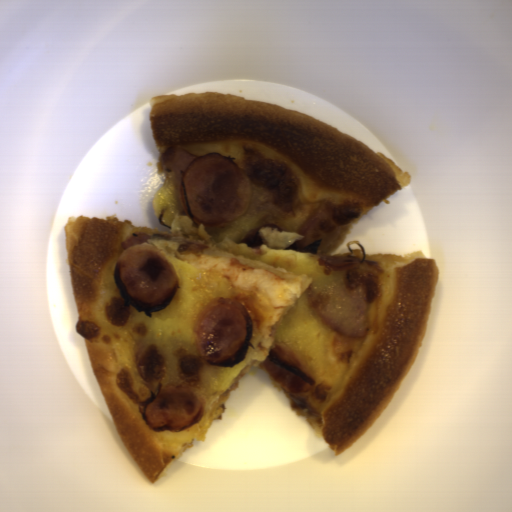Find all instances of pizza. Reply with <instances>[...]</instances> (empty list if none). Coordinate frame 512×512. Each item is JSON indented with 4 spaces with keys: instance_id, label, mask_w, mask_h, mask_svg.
<instances>
[{
    "instance_id": "pizza-1",
    "label": "pizza",
    "mask_w": 512,
    "mask_h": 512,
    "mask_svg": "<svg viewBox=\"0 0 512 512\" xmlns=\"http://www.w3.org/2000/svg\"><path fill=\"white\" fill-rule=\"evenodd\" d=\"M148 109L156 170L167 178L152 207L166 229L137 227L115 214L78 215L64 224L74 328L119 440L153 486L194 439L204 443L241 375L264 368L280 342L307 361L316 386L289 393L271 376L274 388L332 453L351 449L418 357L440 270L423 249L404 256L365 252L364 262L361 248L330 254L369 211L411 185L413 175L389 155L271 101L206 90L152 95ZM170 147L224 153L241 165L253 183L244 215L224 227L196 226L180 205L173 173L161 164ZM138 231L180 276L170 305L150 318L124 305L114 278L119 241ZM346 279L364 283L367 337L340 335L306 296L308 286L326 290ZM220 296L245 302L253 316L249 352L234 367L207 361L194 336L195 320ZM166 383L204 403L191 429L147 427L144 413Z\"/></svg>"
}]
</instances>
